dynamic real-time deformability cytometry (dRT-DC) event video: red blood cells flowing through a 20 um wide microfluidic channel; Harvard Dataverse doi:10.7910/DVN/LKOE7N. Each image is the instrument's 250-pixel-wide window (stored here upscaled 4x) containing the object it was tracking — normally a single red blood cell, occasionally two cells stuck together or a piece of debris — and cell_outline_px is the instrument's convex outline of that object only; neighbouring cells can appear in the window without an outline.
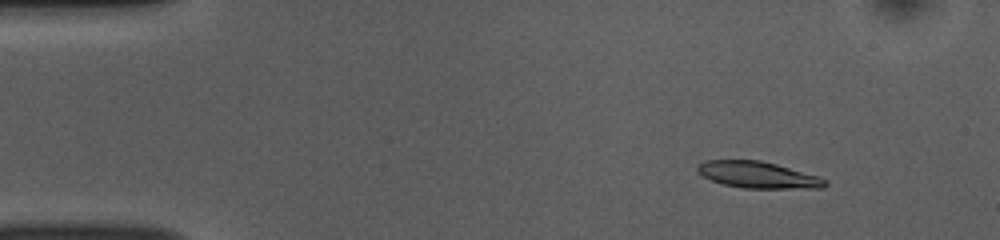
{"species": "common noctule bat (a hibernating species)", "species_latin": "Nyctalus noctula", "temperature_condition": "room temperature", "stored_images_in_passage": 51, "camera_frame_rate_fps": 3000, "um_per_image_px": 0.085, "animal": {"sex": "female", "body_mass_g": 10.0, "forearm_length_mm": 53.1}, "frame": {"image": 1, "passage_image": 6, "time_ms": 1.667, "image_size_px": [1000, 240], "cell_outline_px": [[828, 184], [824, 188], [744, 188], [724, 184], [712, 180], [696, 172], [696, 164], [708, 160], [760, 160], [776, 164], [820, 176], [828, 180]], "centroid_in_image_um": [64.45, 14.86], "position_along_channel_um": 20.5, "area_um2": 19.83}}
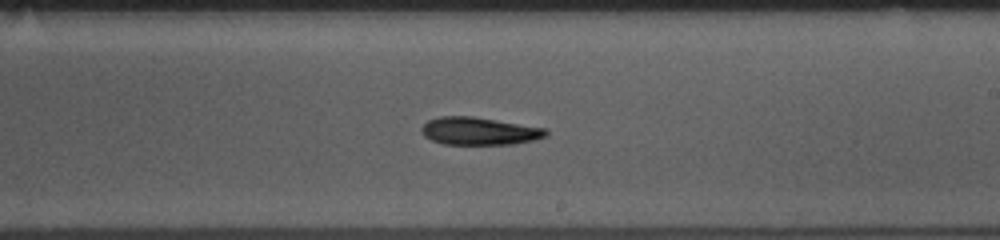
{"frame": {"image": 2, "passage_image": 30, "time_ms": 9.667, "image_size_px": [1000, 240], "cell_outline_px": [[548, 136], [532, 140], [512, 144], [444, 144], [432, 140], [424, 136], [420, 132], [420, 128], [428, 120], [440, 116], [472, 116], [544, 128], [548, 132]], "centroid_in_image_um": [40.69, 11.14], "position_along_channel_um": 248.3, "area_um2": 19.94}}
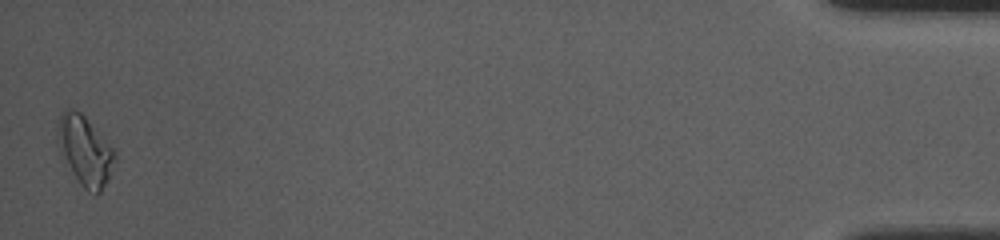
{"frame": {"image": 3, "passage_image": 51, "time_ms": 16.667, "image_size_px": [1000, 240], "cell_outline_px": [[116, 160], [100, 192], [96, 196], [88, 192], [80, 184], [60, 156], [56, 144], [56, 136], [60, 116], [64, 108], [72, 108], [80, 112], [84, 116], [116, 152]], "centroid_in_image_um": [7.17, 12.81], "position_along_channel_um": 428.0, "area_um2": 23.18}, "authors_computed_cell_mechanics": {"area_um2": 20.1144, "velocity_mm_per_s": 3.8467, "shape_relaxation_time_tau1_ms": 3.4778, "shape_relaxation_time_tau2_ms": null, "deformation_change_tau1": 0.1183, "deformation_change_tau2": null}}